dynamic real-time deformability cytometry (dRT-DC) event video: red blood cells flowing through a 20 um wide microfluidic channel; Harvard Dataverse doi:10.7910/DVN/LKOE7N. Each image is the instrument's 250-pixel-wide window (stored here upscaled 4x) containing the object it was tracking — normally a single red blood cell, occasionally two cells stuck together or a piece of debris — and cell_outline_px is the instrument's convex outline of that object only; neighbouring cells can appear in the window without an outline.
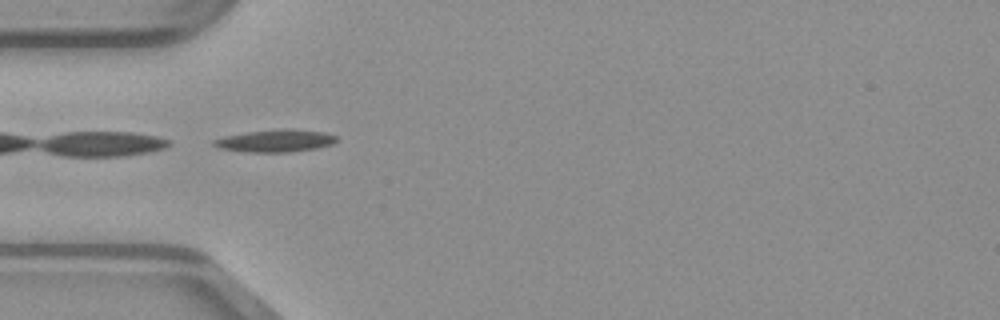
{"species": "common noctule bat (a hibernating species)", "species_latin": "Nyctalus noctula", "temperature_condition": "warm", "stored_images_in_passage": 35, "camera_frame_rate_fps": 3000, "um_per_image_px": 0.085, "animal": {"sex": "male", "body_mass_g": 23.1, "forearm_length_mm": 52.7}, "frame": {"image": 1, "passage_image": 1, "time_ms": 0.0, "image_size_px": [1000, 320], "cell_outline_px": [[336, 140], [332, 144], [316, 148], [288, 152], [248, 152], [220, 148], [212, 144], [212, 140], [224, 136], [248, 132], [284, 128], [292, 128], [324, 132], [336, 136]], "centroid_in_image_um": [23.41, 11.96], "position_along_channel_um": 61.6, "area_um2": 15.95}}